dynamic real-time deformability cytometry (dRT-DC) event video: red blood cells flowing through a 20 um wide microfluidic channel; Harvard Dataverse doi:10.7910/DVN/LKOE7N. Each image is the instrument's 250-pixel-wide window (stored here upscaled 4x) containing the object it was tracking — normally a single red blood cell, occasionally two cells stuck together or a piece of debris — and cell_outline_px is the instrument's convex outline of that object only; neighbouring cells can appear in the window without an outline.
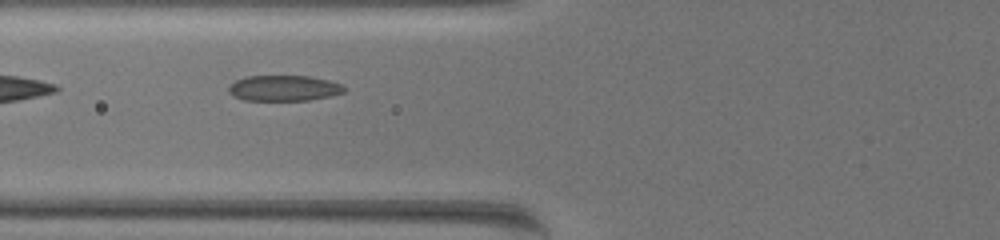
{"species": "common noctule bat (a hibernating species)", "species_latin": "Nyctalus noctula", "temperature_condition": "warm", "stored_images_in_passage": 6, "camera_frame_rate_fps": 3000, "um_per_image_px": 0.085, "animal": {"sex": "female", "body_mass_g": 19.5, "forearm_length_mm": 54.1}, "frame": {"image": 1, "passage_image": 3, "time_ms": 0.667, "image_size_px": [1000, 240], "cell_outline_px": [[344, 92], [328, 96], [308, 100], [244, 100], [232, 96], [228, 92], [228, 88], [236, 80], [244, 76], [308, 76], [328, 80], [344, 84]], "centroid_in_image_um": [24.1, 7.49], "position_along_channel_um": 101.7, "area_um2": 17.22}}